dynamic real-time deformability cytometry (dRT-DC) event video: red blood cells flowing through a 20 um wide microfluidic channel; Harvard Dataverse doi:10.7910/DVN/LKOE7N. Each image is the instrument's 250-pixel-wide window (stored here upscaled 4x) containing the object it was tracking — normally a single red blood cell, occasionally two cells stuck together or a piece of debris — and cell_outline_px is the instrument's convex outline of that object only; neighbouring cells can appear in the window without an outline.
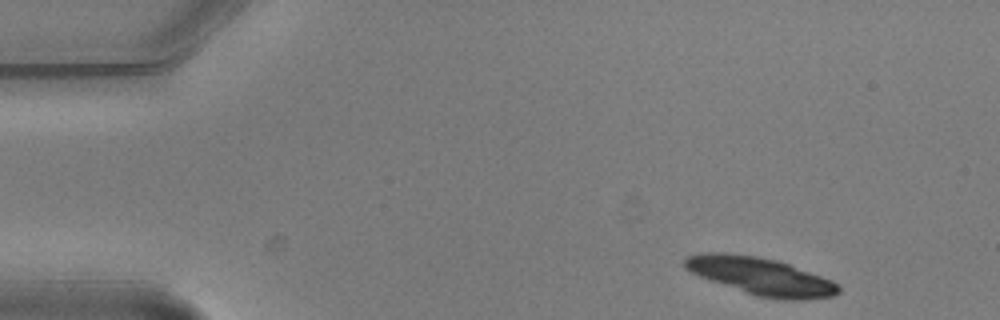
{"species": "common noctule bat (a hibernating species)", "species_latin": "Nyctalus noctula", "temperature_condition": "warm", "stored_images_in_passage": 5, "camera_frame_rate_fps": 3000, "um_per_image_px": 0.085, "animal": {"sex": "male", "body_mass_g": 20.5, "forearm_length_mm": 52.5}, "frame": {"image": 1, "passage_image": 1, "time_ms": 0.0, "image_size_px": [1000, 320], "cell_outline_px": [[840, 292], [832, 296], [800, 300], [784, 300], [760, 296], [700, 276], [684, 268], [684, 260], [688, 256], [700, 252], [724, 252], [756, 256], [788, 264], [832, 280], [840, 288]], "centroid_in_image_um": [64.66, 23.46], "position_along_channel_um": 20.3, "area_um2": 32.77}}